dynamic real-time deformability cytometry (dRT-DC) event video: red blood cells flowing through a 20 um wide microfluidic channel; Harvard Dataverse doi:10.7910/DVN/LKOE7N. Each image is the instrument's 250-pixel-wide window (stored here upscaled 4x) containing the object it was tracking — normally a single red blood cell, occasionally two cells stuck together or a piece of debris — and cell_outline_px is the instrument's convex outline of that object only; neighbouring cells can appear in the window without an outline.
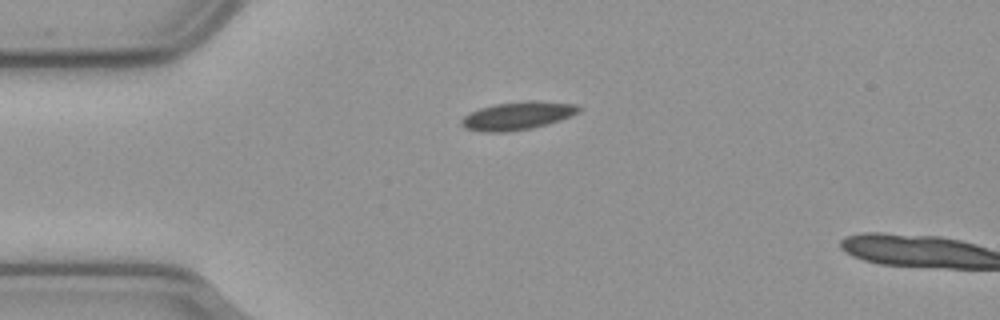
{"species": "common noctule bat (a hibernating species)", "species_latin": "Nyctalus noctula", "temperature_condition": "cold", "stored_images_in_passage": 3, "camera_frame_rate_fps": 3000, "um_per_image_px": 0.085, "animal": {"sex": "male", "body_mass_g": 23.1, "forearm_length_mm": 52.7}, "frame": {"image": 1, "passage_image": 1, "time_ms": 0.0, "image_size_px": [1000, 320], "cell_outline_px": [[584, 108], [560, 120], [532, 128], [504, 132], [484, 132], [464, 128], [460, 124], [460, 120], [464, 116], [480, 108], [492, 104], [528, 100], [536, 100], [576, 104]], "centroid_in_image_um": [43.97, 9.83], "position_along_channel_um": 41.0, "area_um2": 19.19}}